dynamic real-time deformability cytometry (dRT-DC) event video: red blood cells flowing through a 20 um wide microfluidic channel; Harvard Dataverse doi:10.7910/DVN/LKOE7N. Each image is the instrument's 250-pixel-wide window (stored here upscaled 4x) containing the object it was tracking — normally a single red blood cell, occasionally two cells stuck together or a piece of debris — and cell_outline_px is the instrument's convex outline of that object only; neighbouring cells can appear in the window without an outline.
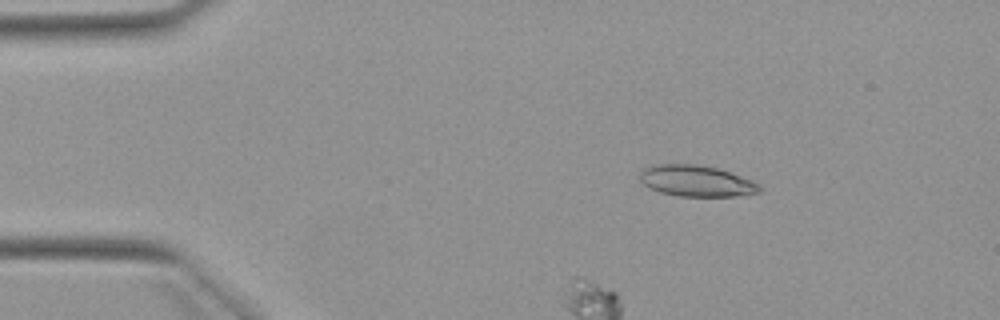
{"species": "Egyptian fruit bat (a non-hibernating species)", "species_latin": "Rousettus aegyptiacus", "temperature_condition": "warm", "stored_images_in_passage": 8, "camera_frame_rate_fps": 3000, "um_per_image_px": 0.085, "animal": {"sex": "female"}, "frame": {"image": 1, "passage_image": 1, "time_ms": 0.0, "image_size_px": [1000, 320], "cell_outline_px": [[764, 188], [760, 192], [736, 196], [680, 196], [660, 192], [644, 184], [640, 180], [640, 172], [648, 164], [696, 164], [716, 168], [752, 180], [760, 184]], "centroid_in_image_um": [59.2, 15.37], "position_along_channel_um": 25.8, "area_um2": 21.73}}